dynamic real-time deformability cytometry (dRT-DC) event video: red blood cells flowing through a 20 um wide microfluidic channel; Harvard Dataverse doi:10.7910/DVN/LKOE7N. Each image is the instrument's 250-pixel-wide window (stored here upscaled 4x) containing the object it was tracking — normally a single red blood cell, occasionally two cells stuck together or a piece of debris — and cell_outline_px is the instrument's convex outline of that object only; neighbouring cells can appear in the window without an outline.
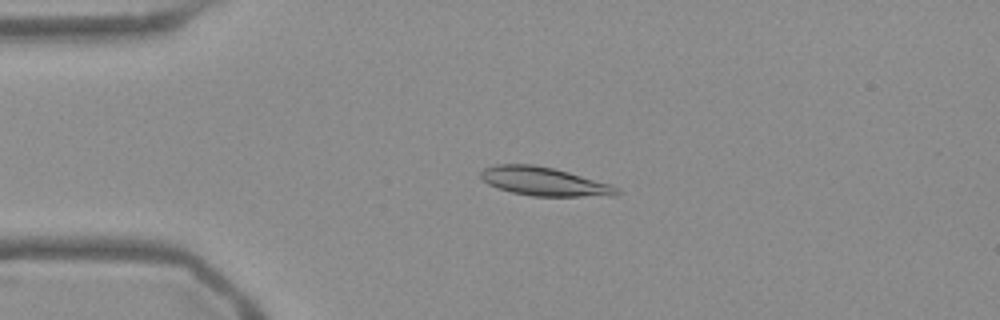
{"species": "Egyptian fruit bat (a non-hibernating species)", "species_latin": "Rousettus aegyptiacus", "temperature_condition": "warm", "stored_images_in_passage": 53, "camera_frame_rate_fps": 3000, "um_per_image_px": 0.085, "frame": {"image": 1, "passage_image": 12, "time_ms": 3.667, "image_size_px": [1000, 320], "cell_outline_px": [[620, 192], [616, 196], [532, 196], [512, 192], [496, 188], [488, 184], [480, 176], [480, 172], [484, 168], [496, 164], [532, 164], [552, 168], [568, 172], [612, 184], [620, 188]], "centroid_in_image_um": [46.28, 15.43], "position_along_channel_um": 38.7, "area_um2": 22.77}}
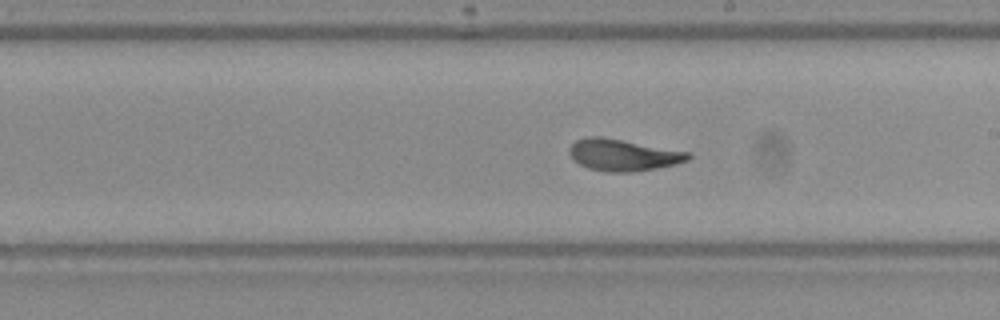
{"frame": {"image": 2, "passage_image": 30, "time_ms": 9.667, "image_size_px": [1000, 320], "cell_outline_px": [[692, 156], [688, 160], [676, 164], [656, 168], [632, 172], [608, 172], [588, 168], [580, 164], [568, 152], [568, 148], [576, 140], [588, 136], [600, 136], [692, 152]], "centroid_in_image_um": [52.99, 13.17], "position_along_channel_um": 236.0, "area_um2": 21.96}}
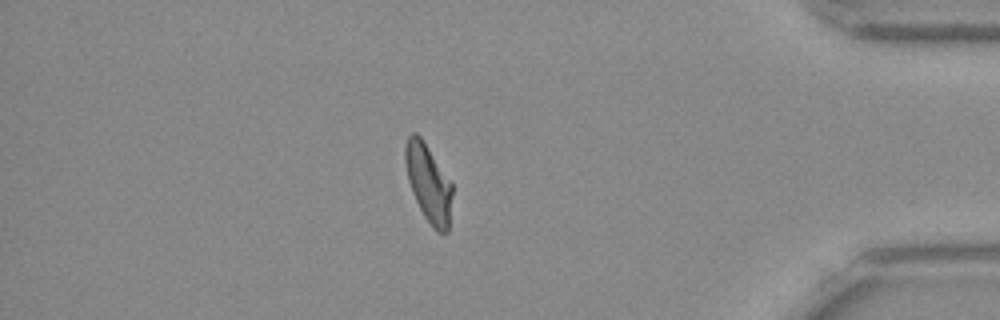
{"frame": {"image": 3, "passage_image": 46, "time_ms": 15.0, "image_size_px": [1000, 320], "cell_outline_px": [[452, 196], [448, 232], [436, 232], [432, 228], [424, 216], [412, 192], [408, 180], [404, 164], [404, 144], [408, 136], [412, 132], [416, 132], [420, 136], [452, 184]], "centroid_in_image_um": [36.39, 15.56], "position_along_channel_um": 398.8, "area_um2": 21.21}, "authors_computed_cell_mechanics": {"area_um2": 21.964, "velocity_mm_per_s": 3.7731, "shape_relaxation_time_tau1_ms": 6.9613, "shape_relaxation_time_tau2_ms": 1.2329, "deformation_change_tau1": 0.2072, "deformation_change_tau2": 0.0752}}